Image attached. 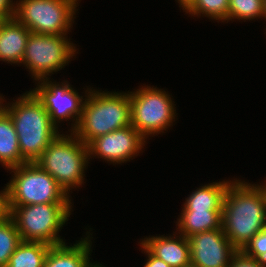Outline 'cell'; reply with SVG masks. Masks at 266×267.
<instances>
[{
	"mask_svg": "<svg viewBox=\"0 0 266 267\" xmlns=\"http://www.w3.org/2000/svg\"><path fill=\"white\" fill-rule=\"evenodd\" d=\"M221 227L230 243L241 251L266 227V197L259 184L234 179L223 200Z\"/></svg>",
	"mask_w": 266,
	"mask_h": 267,
	"instance_id": "cell-1",
	"label": "cell"
},
{
	"mask_svg": "<svg viewBox=\"0 0 266 267\" xmlns=\"http://www.w3.org/2000/svg\"><path fill=\"white\" fill-rule=\"evenodd\" d=\"M13 101L5 102L4 110L14 123L22 158L35 162L61 133L60 129L51 122L43 104L30 90Z\"/></svg>",
	"mask_w": 266,
	"mask_h": 267,
	"instance_id": "cell-2",
	"label": "cell"
},
{
	"mask_svg": "<svg viewBox=\"0 0 266 267\" xmlns=\"http://www.w3.org/2000/svg\"><path fill=\"white\" fill-rule=\"evenodd\" d=\"M130 114L129 91L109 92L90 87L73 133L88 145L98 136L131 125Z\"/></svg>",
	"mask_w": 266,
	"mask_h": 267,
	"instance_id": "cell-3",
	"label": "cell"
},
{
	"mask_svg": "<svg viewBox=\"0 0 266 267\" xmlns=\"http://www.w3.org/2000/svg\"><path fill=\"white\" fill-rule=\"evenodd\" d=\"M66 133L58 134L35 162L71 196L73 189L84 185L85 170L91 160L88 145L73 132Z\"/></svg>",
	"mask_w": 266,
	"mask_h": 267,
	"instance_id": "cell-4",
	"label": "cell"
},
{
	"mask_svg": "<svg viewBox=\"0 0 266 267\" xmlns=\"http://www.w3.org/2000/svg\"><path fill=\"white\" fill-rule=\"evenodd\" d=\"M72 203H44L10 206L11 218L16 224L22 241L62 244L65 239L59 232L69 220Z\"/></svg>",
	"mask_w": 266,
	"mask_h": 267,
	"instance_id": "cell-5",
	"label": "cell"
},
{
	"mask_svg": "<svg viewBox=\"0 0 266 267\" xmlns=\"http://www.w3.org/2000/svg\"><path fill=\"white\" fill-rule=\"evenodd\" d=\"M134 90L129 91L131 125L146 140L166 133L178 114L173 96L165 89L148 85Z\"/></svg>",
	"mask_w": 266,
	"mask_h": 267,
	"instance_id": "cell-6",
	"label": "cell"
},
{
	"mask_svg": "<svg viewBox=\"0 0 266 267\" xmlns=\"http://www.w3.org/2000/svg\"><path fill=\"white\" fill-rule=\"evenodd\" d=\"M10 206L44 203H74L57 181L36 162H26L8 169Z\"/></svg>",
	"mask_w": 266,
	"mask_h": 267,
	"instance_id": "cell-7",
	"label": "cell"
},
{
	"mask_svg": "<svg viewBox=\"0 0 266 267\" xmlns=\"http://www.w3.org/2000/svg\"><path fill=\"white\" fill-rule=\"evenodd\" d=\"M81 0H17L15 18L32 33L68 35Z\"/></svg>",
	"mask_w": 266,
	"mask_h": 267,
	"instance_id": "cell-8",
	"label": "cell"
},
{
	"mask_svg": "<svg viewBox=\"0 0 266 267\" xmlns=\"http://www.w3.org/2000/svg\"><path fill=\"white\" fill-rule=\"evenodd\" d=\"M77 49L68 35L30 32L21 64L35 82L40 81L65 68L75 58Z\"/></svg>",
	"mask_w": 266,
	"mask_h": 267,
	"instance_id": "cell-9",
	"label": "cell"
},
{
	"mask_svg": "<svg viewBox=\"0 0 266 267\" xmlns=\"http://www.w3.org/2000/svg\"><path fill=\"white\" fill-rule=\"evenodd\" d=\"M53 81V82H52ZM64 81V82H63ZM57 82L54 79L45 78L35 82L37 86L30 91L43 104L45 110L50 115L51 122L59 129L62 121H72L73 132L82 115L83 103L90 88L87 86L85 95H79L69 81Z\"/></svg>",
	"mask_w": 266,
	"mask_h": 267,
	"instance_id": "cell-10",
	"label": "cell"
},
{
	"mask_svg": "<svg viewBox=\"0 0 266 267\" xmlns=\"http://www.w3.org/2000/svg\"><path fill=\"white\" fill-rule=\"evenodd\" d=\"M147 140L132 126L96 137L88 144L89 158L98 157L110 164L129 162L143 152Z\"/></svg>",
	"mask_w": 266,
	"mask_h": 267,
	"instance_id": "cell-11",
	"label": "cell"
},
{
	"mask_svg": "<svg viewBox=\"0 0 266 267\" xmlns=\"http://www.w3.org/2000/svg\"><path fill=\"white\" fill-rule=\"evenodd\" d=\"M191 264L195 267H229L238 250L225 236L222 227L188 237Z\"/></svg>",
	"mask_w": 266,
	"mask_h": 267,
	"instance_id": "cell-12",
	"label": "cell"
},
{
	"mask_svg": "<svg viewBox=\"0 0 266 267\" xmlns=\"http://www.w3.org/2000/svg\"><path fill=\"white\" fill-rule=\"evenodd\" d=\"M140 242L156 257L171 267H185L191 264L188 238L175 231L172 235L149 236Z\"/></svg>",
	"mask_w": 266,
	"mask_h": 267,
	"instance_id": "cell-13",
	"label": "cell"
},
{
	"mask_svg": "<svg viewBox=\"0 0 266 267\" xmlns=\"http://www.w3.org/2000/svg\"><path fill=\"white\" fill-rule=\"evenodd\" d=\"M92 234L90 230L87 231V237L76 240L73 245H67L66 242L52 245L48 250L43 267H88L91 263L90 256H92Z\"/></svg>",
	"mask_w": 266,
	"mask_h": 267,
	"instance_id": "cell-14",
	"label": "cell"
},
{
	"mask_svg": "<svg viewBox=\"0 0 266 267\" xmlns=\"http://www.w3.org/2000/svg\"><path fill=\"white\" fill-rule=\"evenodd\" d=\"M30 30L15 17L0 27V61L21 65Z\"/></svg>",
	"mask_w": 266,
	"mask_h": 267,
	"instance_id": "cell-15",
	"label": "cell"
},
{
	"mask_svg": "<svg viewBox=\"0 0 266 267\" xmlns=\"http://www.w3.org/2000/svg\"><path fill=\"white\" fill-rule=\"evenodd\" d=\"M176 230L186 238L221 228L222 210H181Z\"/></svg>",
	"mask_w": 266,
	"mask_h": 267,
	"instance_id": "cell-16",
	"label": "cell"
},
{
	"mask_svg": "<svg viewBox=\"0 0 266 267\" xmlns=\"http://www.w3.org/2000/svg\"><path fill=\"white\" fill-rule=\"evenodd\" d=\"M233 180L201 185L185 198L182 210H222L226 189Z\"/></svg>",
	"mask_w": 266,
	"mask_h": 267,
	"instance_id": "cell-17",
	"label": "cell"
},
{
	"mask_svg": "<svg viewBox=\"0 0 266 267\" xmlns=\"http://www.w3.org/2000/svg\"><path fill=\"white\" fill-rule=\"evenodd\" d=\"M26 161L22 158L17 132L10 115L0 112V164L6 170L22 165Z\"/></svg>",
	"mask_w": 266,
	"mask_h": 267,
	"instance_id": "cell-18",
	"label": "cell"
},
{
	"mask_svg": "<svg viewBox=\"0 0 266 267\" xmlns=\"http://www.w3.org/2000/svg\"><path fill=\"white\" fill-rule=\"evenodd\" d=\"M50 247L44 242L22 241L10 256L6 267H43Z\"/></svg>",
	"mask_w": 266,
	"mask_h": 267,
	"instance_id": "cell-19",
	"label": "cell"
},
{
	"mask_svg": "<svg viewBox=\"0 0 266 267\" xmlns=\"http://www.w3.org/2000/svg\"><path fill=\"white\" fill-rule=\"evenodd\" d=\"M193 17H207L216 22L228 23L229 0H194L184 11ZM226 21V22H225Z\"/></svg>",
	"mask_w": 266,
	"mask_h": 267,
	"instance_id": "cell-20",
	"label": "cell"
},
{
	"mask_svg": "<svg viewBox=\"0 0 266 267\" xmlns=\"http://www.w3.org/2000/svg\"><path fill=\"white\" fill-rule=\"evenodd\" d=\"M264 0H229L228 22L264 18ZM230 20V21H229Z\"/></svg>",
	"mask_w": 266,
	"mask_h": 267,
	"instance_id": "cell-21",
	"label": "cell"
},
{
	"mask_svg": "<svg viewBox=\"0 0 266 267\" xmlns=\"http://www.w3.org/2000/svg\"><path fill=\"white\" fill-rule=\"evenodd\" d=\"M22 242L13 219L0 222V267H6L10 256Z\"/></svg>",
	"mask_w": 266,
	"mask_h": 267,
	"instance_id": "cell-22",
	"label": "cell"
},
{
	"mask_svg": "<svg viewBox=\"0 0 266 267\" xmlns=\"http://www.w3.org/2000/svg\"><path fill=\"white\" fill-rule=\"evenodd\" d=\"M241 252L249 258L266 262V227L257 233Z\"/></svg>",
	"mask_w": 266,
	"mask_h": 267,
	"instance_id": "cell-23",
	"label": "cell"
},
{
	"mask_svg": "<svg viewBox=\"0 0 266 267\" xmlns=\"http://www.w3.org/2000/svg\"><path fill=\"white\" fill-rule=\"evenodd\" d=\"M229 267H266V262L249 258L238 251L233 256Z\"/></svg>",
	"mask_w": 266,
	"mask_h": 267,
	"instance_id": "cell-24",
	"label": "cell"
},
{
	"mask_svg": "<svg viewBox=\"0 0 266 267\" xmlns=\"http://www.w3.org/2000/svg\"><path fill=\"white\" fill-rule=\"evenodd\" d=\"M0 191V222L8 220L11 217V209L9 203L8 185Z\"/></svg>",
	"mask_w": 266,
	"mask_h": 267,
	"instance_id": "cell-25",
	"label": "cell"
},
{
	"mask_svg": "<svg viewBox=\"0 0 266 267\" xmlns=\"http://www.w3.org/2000/svg\"><path fill=\"white\" fill-rule=\"evenodd\" d=\"M139 243L141 247L140 250H142V253L144 252V254L147 256L146 263L143 267H171L160 258L154 256L140 241Z\"/></svg>",
	"mask_w": 266,
	"mask_h": 267,
	"instance_id": "cell-26",
	"label": "cell"
},
{
	"mask_svg": "<svg viewBox=\"0 0 266 267\" xmlns=\"http://www.w3.org/2000/svg\"><path fill=\"white\" fill-rule=\"evenodd\" d=\"M0 12L4 13L8 18H13L16 12V1L0 0Z\"/></svg>",
	"mask_w": 266,
	"mask_h": 267,
	"instance_id": "cell-27",
	"label": "cell"
},
{
	"mask_svg": "<svg viewBox=\"0 0 266 267\" xmlns=\"http://www.w3.org/2000/svg\"><path fill=\"white\" fill-rule=\"evenodd\" d=\"M176 2L179 3V7L185 11L194 0H175Z\"/></svg>",
	"mask_w": 266,
	"mask_h": 267,
	"instance_id": "cell-28",
	"label": "cell"
},
{
	"mask_svg": "<svg viewBox=\"0 0 266 267\" xmlns=\"http://www.w3.org/2000/svg\"><path fill=\"white\" fill-rule=\"evenodd\" d=\"M9 18L4 14L0 12V27L8 20Z\"/></svg>",
	"mask_w": 266,
	"mask_h": 267,
	"instance_id": "cell-29",
	"label": "cell"
},
{
	"mask_svg": "<svg viewBox=\"0 0 266 267\" xmlns=\"http://www.w3.org/2000/svg\"><path fill=\"white\" fill-rule=\"evenodd\" d=\"M4 96L3 95H0V112L4 110L5 108V104L4 102H6V100H4Z\"/></svg>",
	"mask_w": 266,
	"mask_h": 267,
	"instance_id": "cell-30",
	"label": "cell"
},
{
	"mask_svg": "<svg viewBox=\"0 0 266 267\" xmlns=\"http://www.w3.org/2000/svg\"><path fill=\"white\" fill-rule=\"evenodd\" d=\"M96 262V263H95ZM91 262L88 267H105L104 265L100 264V262L97 263V261Z\"/></svg>",
	"mask_w": 266,
	"mask_h": 267,
	"instance_id": "cell-31",
	"label": "cell"
},
{
	"mask_svg": "<svg viewBox=\"0 0 266 267\" xmlns=\"http://www.w3.org/2000/svg\"><path fill=\"white\" fill-rule=\"evenodd\" d=\"M259 186H260V188L262 189V191L264 192V194H265V197H266V182L264 181V184H263V182H262V184L259 182Z\"/></svg>",
	"mask_w": 266,
	"mask_h": 267,
	"instance_id": "cell-32",
	"label": "cell"
},
{
	"mask_svg": "<svg viewBox=\"0 0 266 267\" xmlns=\"http://www.w3.org/2000/svg\"><path fill=\"white\" fill-rule=\"evenodd\" d=\"M264 18L266 20V0H264Z\"/></svg>",
	"mask_w": 266,
	"mask_h": 267,
	"instance_id": "cell-33",
	"label": "cell"
},
{
	"mask_svg": "<svg viewBox=\"0 0 266 267\" xmlns=\"http://www.w3.org/2000/svg\"><path fill=\"white\" fill-rule=\"evenodd\" d=\"M185 267H195L194 265L192 264H189L188 266H185Z\"/></svg>",
	"mask_w": 266,
	"mask_h": 267,
	"instance_id": "cell-34",
	"label": "cell"
}]
</instances>
